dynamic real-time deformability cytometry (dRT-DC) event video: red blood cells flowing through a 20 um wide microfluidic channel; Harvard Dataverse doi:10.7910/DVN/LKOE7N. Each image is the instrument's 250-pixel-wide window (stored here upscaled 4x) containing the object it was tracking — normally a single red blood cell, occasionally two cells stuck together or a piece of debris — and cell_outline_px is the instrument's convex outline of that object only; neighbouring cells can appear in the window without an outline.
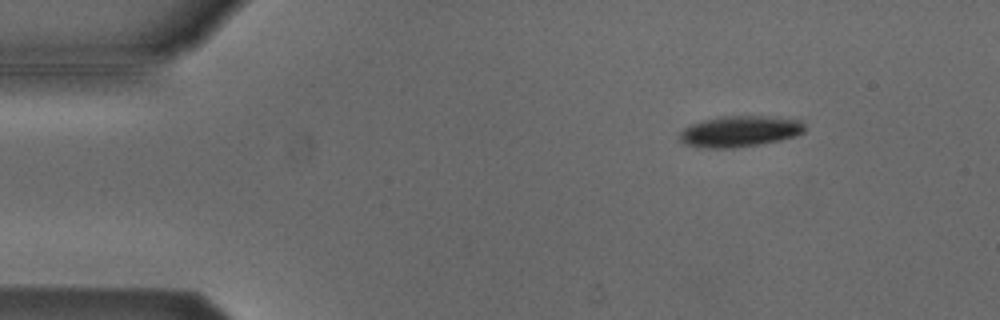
{"species": "Egyptian fruit bat (a non-hibernating species)", "species_latin": "Rousettus aegyptiacus", "temperature_condition": "cold", "stored_images_in_passage": 6, "camera_frame_rate_fps": 3000, "um_per_image_px": 0.085, "animal": {"sex": "male"}, "frame": {"image": 1, "passage_image": 3, "time_ms": 0.667, "image_size_px": [1000, 320], "cell_outline_px": [[804, 132], [796, 136], [780, 140], [760, 144], [736, 148], [696, 148], [684, 144], [680, 140], [680, 132], [684, 128], [692, 124], [704, 120], [724, 116], [760, 116], [800, 120], [804, 124]], "centroid_in_image_um": [62.85, 11.18], "position_along_channel_um": 22.1, "area_um2": 22.6}}
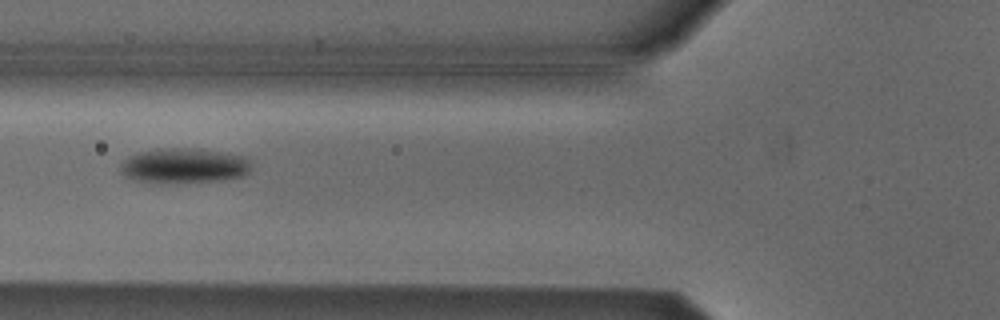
{"frame": {"image": 2, "passage_image": 6, "time_ms": 1.667, "image_size_px": [1000, 320], "cell_outline_px": [[252, 160], [248, 172], [240, 176], [216, 180], [160, 184], [136, 180], [128, 176], [120, 168], [120, 164], [128, 156], [136, 152], [156, 148], [200, 148], [244, 156]], "centroid_in_image_um": [15.62, 14.06], "position_along_channel_um": 110.2, "area_um2": 26.82}}